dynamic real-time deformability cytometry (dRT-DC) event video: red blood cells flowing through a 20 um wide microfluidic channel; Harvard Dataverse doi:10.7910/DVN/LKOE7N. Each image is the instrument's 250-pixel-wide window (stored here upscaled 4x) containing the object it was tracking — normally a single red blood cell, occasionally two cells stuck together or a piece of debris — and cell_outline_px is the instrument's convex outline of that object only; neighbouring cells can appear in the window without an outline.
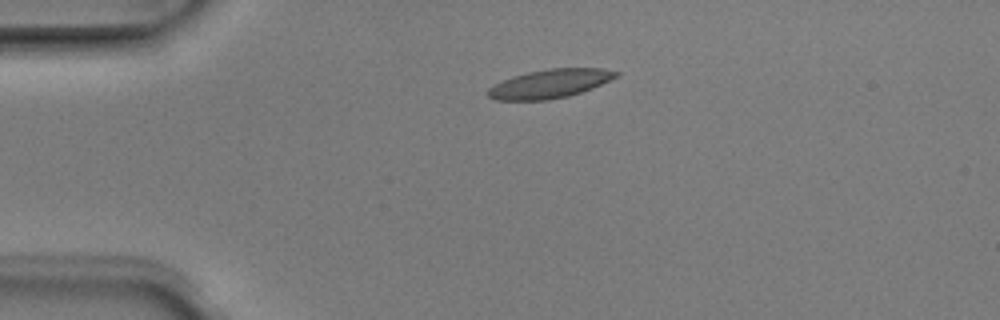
{"species": "Egyptian fruit bat (a non-hibernating species)", "species_latin": "Rousettus aegyptiacus", "temperature_condition": "room temperature", "stored_images_in_passage": 2, "camera_frame_rate_fps": 3000, "um_per_image_px": 0.085, "animal": {"sex": "male"}, "frame": {"image": 1, "passage_image": 1, "time_ms": 0.0, "image_size_px": [1000, 320], "cell_outline_px": [[620, 76], [592, 88], [568, 96], [548, 100], [496, 100], [488, 96], [488, 88], [512, 76], [528, 72], [552, 68], [604, 68], [620, 72]], "centroid_in_image_um": [46.78, 7.11], "position_along_channel_um": 38.2, "area_um2": 21.39}}